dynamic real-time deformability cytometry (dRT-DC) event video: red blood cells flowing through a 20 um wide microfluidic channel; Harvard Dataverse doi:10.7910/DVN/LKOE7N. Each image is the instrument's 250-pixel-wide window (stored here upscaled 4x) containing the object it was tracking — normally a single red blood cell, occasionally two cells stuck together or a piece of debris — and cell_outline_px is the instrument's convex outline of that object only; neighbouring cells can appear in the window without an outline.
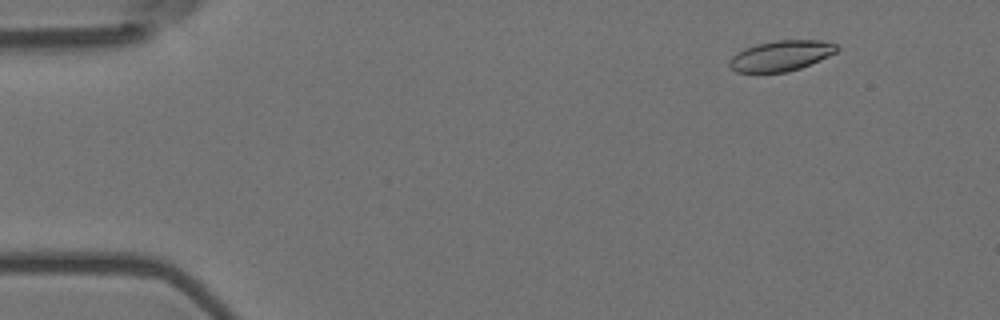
{"species": "Egyptian fruit bat (a non-hibernating species)", "species_latin": "Rousettus aegyptiacus", "temperature_condition": "room temperature", "stored_images_in_passage": 58, "camera_frame_rate_fps": 3000, "um_per_image_px": 0.085, "animal": {"sex": "female"}, "frame": {"image": 1, "passage_image": 7, "time_ms": 2.0, "image_size_px": [1000, 320], "cell_outline_px": [[840, 48], [836, 52], [828, 56], [800, 68], [788, 72], [736, 72], [728, 64], [728, 60], [736, 52], [744, 48], [756, 44], [776, 40], [820, 40], [836, 44]], "centroid_in_image_um": [66.36, 4.73], "position_along_channel_um": 18.6, "area_um2": 19.07}}
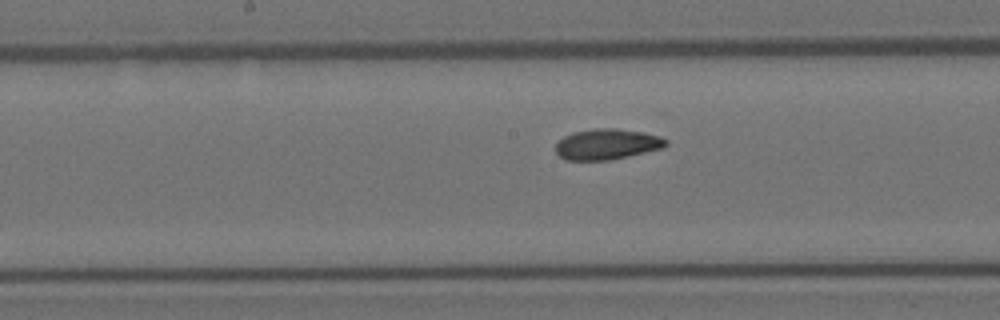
{"frame": {"image": 2, "passage_image": 30, "time_ms": 9.667, "image_size_px": [1000, 320], "cell_outline_px": [[668, 144], [664, 148], [628, 156], [608, 160], [564, 160], [556, 152], [556, 144], [564, 136], [572, 132], [596, 128], [616, 128], [644, 132], [660, 136], [668, 140]], "centroid_in_image_um": [51.62, 12.25], "position_along_channel_um": 196.6, "area_um2": 19.83}}
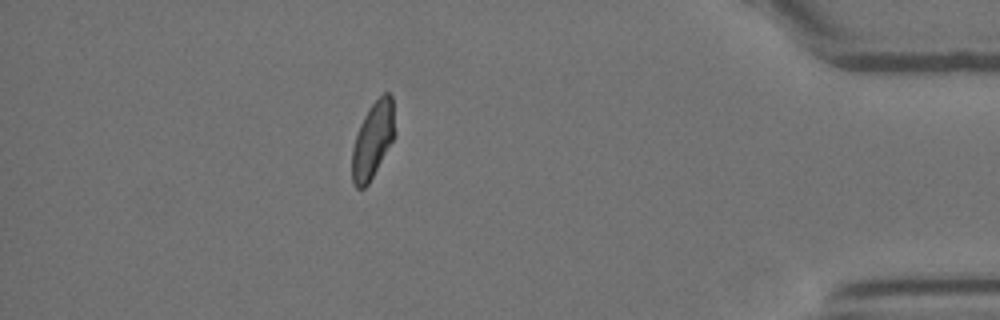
{"frame": {"image": 3, "passage_image": 51, "time_ms": 16.667, "image_size_px": [1000, 320], "cell_outline_px": [[396, 132], [392, 140], [368, 184], [364, 188], [356, 188], [352, 184], [352, 148], [360, 124], [368, 108], [384, 92], [388, 92], [392, 96]], "centroid_in_image_um": [31.69, 11.88], "position_along_channel_um": 403.5, "area_um2": 18.84}, "authors_computed_cell_mechanics": {"area_um2": 19.5942, "velocity_mm_per_s": 3.5872, "shape_relaxation_time_tau1_ms": 7.1615, "shape_relaxation_time_tau2_ms": 1.5453, "deformation_change_tau1": 0.1953, "deformation_change_tau2": 0.0691}}